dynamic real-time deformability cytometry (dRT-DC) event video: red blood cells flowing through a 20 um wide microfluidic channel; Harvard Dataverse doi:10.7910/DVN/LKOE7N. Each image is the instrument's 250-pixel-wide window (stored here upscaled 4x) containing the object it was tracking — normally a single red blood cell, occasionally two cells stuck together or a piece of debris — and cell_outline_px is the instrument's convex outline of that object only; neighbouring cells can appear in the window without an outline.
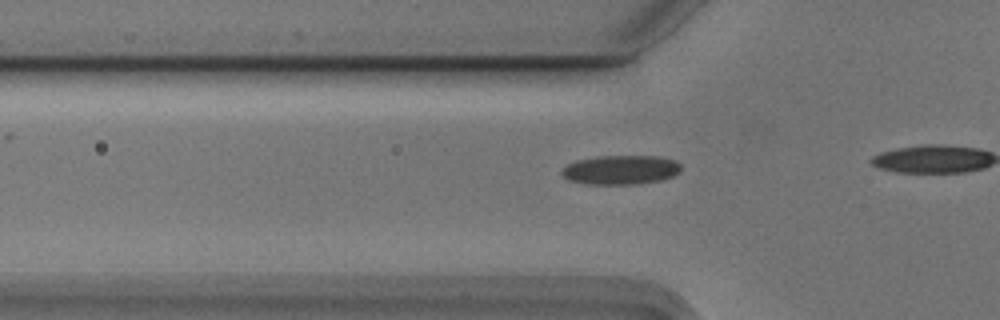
{"species": "Egyptian fruit bat (a non-hibernating species)", "species_latin": "Rousettus aegyptiacus", "temperature_condition": "cold", "stored_images_in_passage": 8, "camera_frame_rate_fps": 3000, "um_per_image_px": 0.085, "animal": {"sex": "male"}, "frame": {"image": 1, "passage_image": 3, "time_ms": 0.667, "image_size_px": [1000, 320], "cell_outline_px": [[680, 172], [664, 180], [636, 184], [584, 184], [568, 180], [560, 172], [568, 164], [576, 160], [600, 156], [656, 156], [676, 160], [680, 164]], "centroid_in_image_um": [52.77, 14.44], "position_along_channel_um": 73.0, "area_um2": 20.4}}
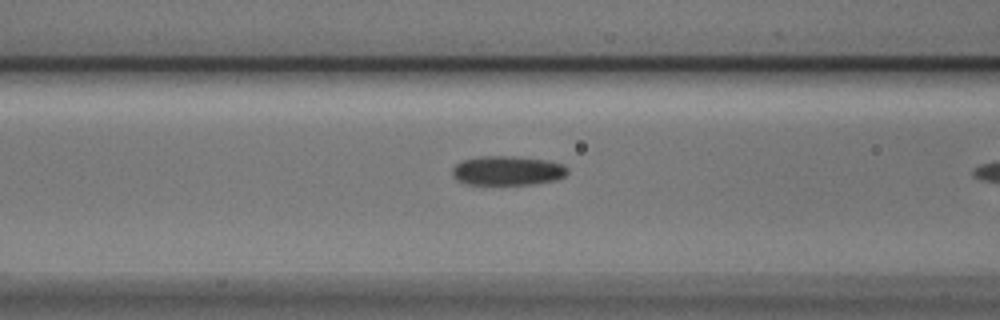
{"frame": {"image": 2, "passage_image": 7, "time_ms": 2.0, "image_size_px": [1000, 320], "cell_outline_px": [[568, 172], [564, 176], [556, 180], [532, 184], [468, 184], [456, 180], [452, 176], [452, 168], [456, 164], [464, 160], [480, 156], [512, 156], [544, 160], [564, 164], [568, 168]], "centroid_in_image_um": [43.13, 14.5], "position_along_channel_um": 123.5, "area_um2": 19.65}}